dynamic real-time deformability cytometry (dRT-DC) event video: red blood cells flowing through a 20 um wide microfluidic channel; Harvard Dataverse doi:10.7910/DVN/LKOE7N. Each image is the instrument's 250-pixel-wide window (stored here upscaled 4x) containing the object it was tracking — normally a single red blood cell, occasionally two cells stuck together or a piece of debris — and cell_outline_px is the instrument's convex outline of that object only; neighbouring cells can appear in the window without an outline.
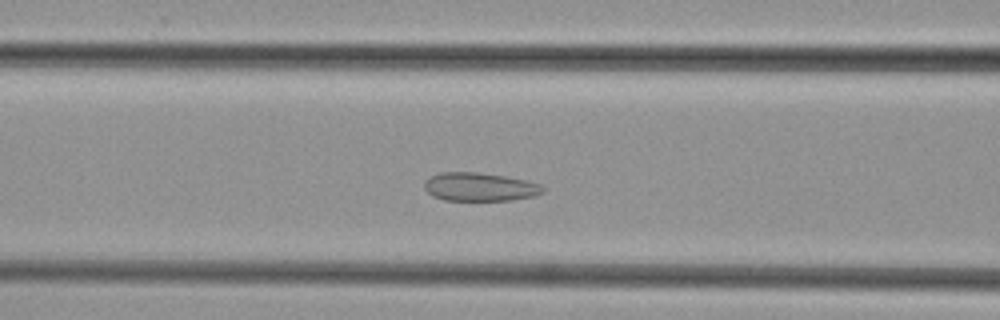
{"species": "common noctule bat (a hibernating species)", "species_latin": "Nyctalus noctula", "temperature_condition": "cold", "stored_images_in_passage": 43, "camera_frame_rate_fps": 3000, "um_per_image_px": 0.085, "animal": {"sex": "female", "body_mass_g": 29.2, "forearm_length_mm": 56.3}, "frame": {"image": 1, "passage_image": 14, "time_ms": 4.333, "image_size_px": [1000, 320], "cell_outline_px": [[544, 192], [536, 196], [512, 200], [444, 200], [432, 196], [424, 188], [424, 180], [440, 172], [476, 172], [504, 176], [524, 180], [540, 184], [544, 188]], "centroid_in_image_um": [40.77, 15.89], "position_along_channel_um": 125.8, "area_um2": 19.65}}
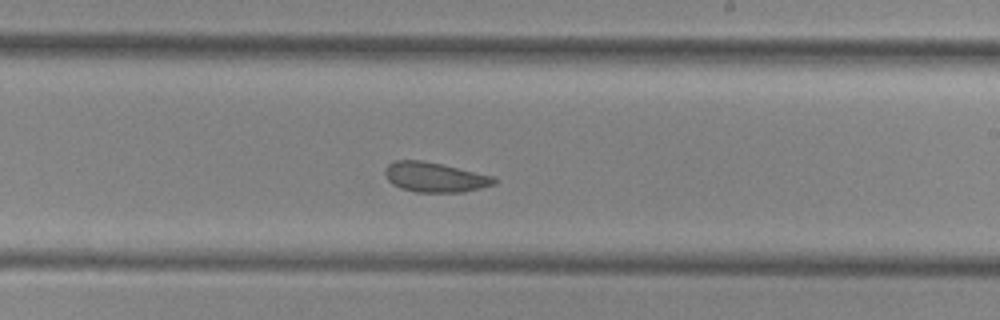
{"frame": {"image": 2, "passage_image": 23, "time_ms": 7.333, "image_size_px": [1000, 320], "cell_outline_px": [[496, 184], [464, 192], [416, 192], [400, 188], [392, 184], [384, 176], [384, 168], [392, 160], [424, 160], [492, 176], [496, 180]], "centroid_in_image_um": [36.89, 15.06], "position_along_channel_um": 252.1, "area_um2": 19.02}}
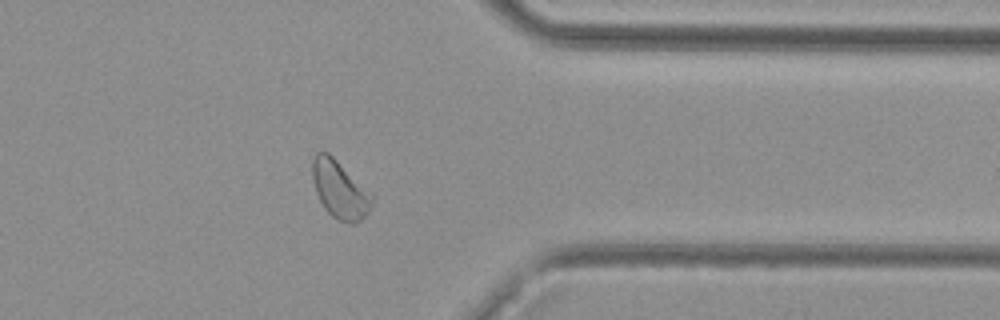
{"frame": {"image": 3, "passage_image": 33, "time_ms": 10.667, "image_size_px": [1000, 320], "cell_outline_px": [[376, 196], [368, 212], [356, 224], [348, 224], [332, 216], [324, 208], [316, 192], [312, 176], [312, 160], [316, 152], [328, 152]], "centroid_in_image_um": [28.91, 16.12], "position_along_channel_um": 382.5, "area_um2": 20.17}}